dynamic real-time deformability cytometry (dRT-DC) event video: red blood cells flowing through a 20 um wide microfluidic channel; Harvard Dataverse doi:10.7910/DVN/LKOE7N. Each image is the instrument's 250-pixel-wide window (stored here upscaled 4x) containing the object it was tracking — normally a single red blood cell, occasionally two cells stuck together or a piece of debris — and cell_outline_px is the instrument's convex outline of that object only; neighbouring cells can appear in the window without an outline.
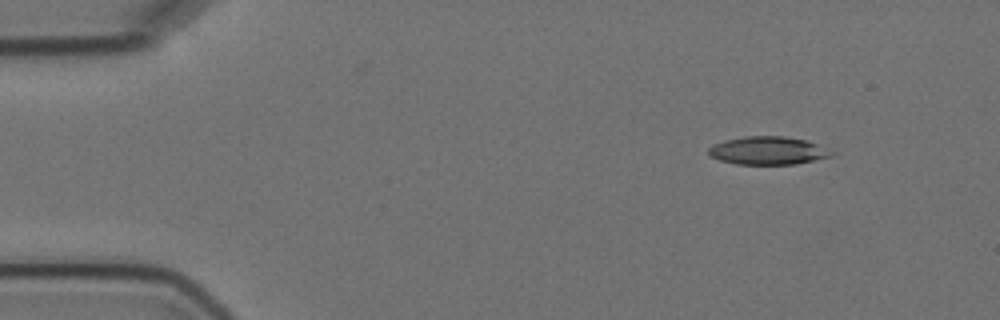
{"species": "Egyptian fruit bat (a non-hibernating species)", "species_latin": "Rousettus aegyptiacus", "temperature_condition": "cold", "stored_images_in_passage": 4, "camera_frame_rate_fps": 3000, "um_per_image_px": 0.085, "animal": {"sex": "female"}, "frame": {"image": 1, "passage_image": 1, "time_ms": 0.0, "image_size_px": [1000, 320], "cell_outline_px": [[836, 152], [832, 156], [796, 164], [736, 164], [720, 160], [712, 156], [708, 152], [708, 148], [712, 144], [724, 140], [744, 136], [784, 136], [804, 140], [816, 144]], "centroid_in_image_um": [65.26, 12.8], "position_along_channel_um": 19.7, "area_um2": 20.06}}
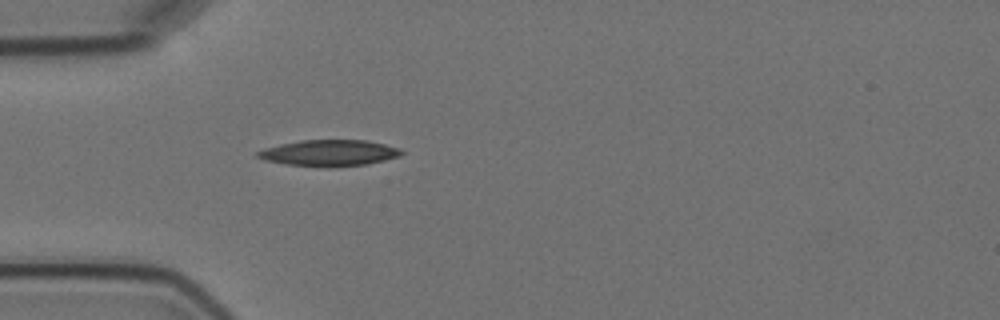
{"frame": {"image": 2, "passage_image": 4, "time_ms": 3.333, "image_size_px": [1000, 320], "cell_outline_px": [[404, 152], [400, 156], [368, 164], [332, 168], [328, 168], [288, 164], [264, 160], [256, 156], [256, 152], [264, 148], [280, 144], [300, 140], [364, 140], [384, 144], [400, 148]], "centroid_in_image_um": [27.99, 13.01], "position_along_channel_um": 57.0, "area_um2": 22.14}}